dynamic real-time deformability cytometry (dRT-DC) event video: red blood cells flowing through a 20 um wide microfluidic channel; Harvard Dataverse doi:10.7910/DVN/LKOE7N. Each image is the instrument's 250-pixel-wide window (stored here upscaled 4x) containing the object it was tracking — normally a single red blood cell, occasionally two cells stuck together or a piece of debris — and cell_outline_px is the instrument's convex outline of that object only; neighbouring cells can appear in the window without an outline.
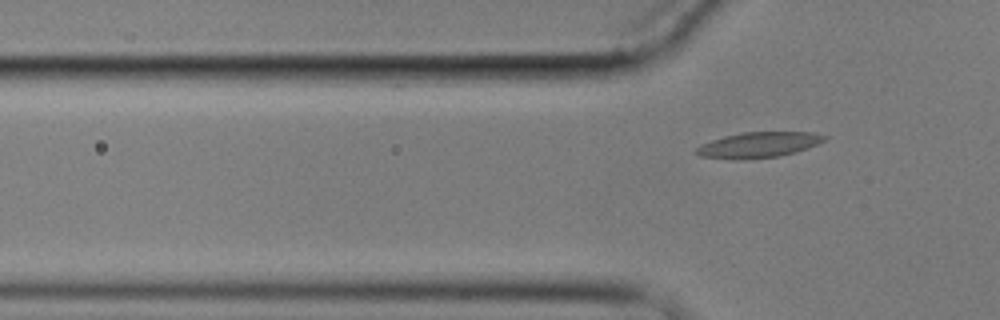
{"species": "common noctule bat (a hibernating species)", "species_latin": "Nyctalus noctula", "temperature_condition": "cold", "stored_images_in_passage": 6, "segment_of_instrument_passage": [2, 2], "camera_frame_rate_fps": 3000, "um_per_image_px": 0.085, "animal": {"sex": "male", "body_mass_g": 17.9}, "frame": {"image": 1, "passage_image": 6, "time_ms": 6.0, "image_size_px": [1000, 320], "cell_outline_px": [[828, 136], [824, 140], [808, 148], [796, 152], [780, 156], [744, 160], [732, 160], [700, 156], [692, 152], [700, 144], [724, 136], [744, 132], [812, 132]], "centroid_in_image_um": [64.42, 12.33], "position_along_channel_um": 61.4, "area_um2": 19.31}}